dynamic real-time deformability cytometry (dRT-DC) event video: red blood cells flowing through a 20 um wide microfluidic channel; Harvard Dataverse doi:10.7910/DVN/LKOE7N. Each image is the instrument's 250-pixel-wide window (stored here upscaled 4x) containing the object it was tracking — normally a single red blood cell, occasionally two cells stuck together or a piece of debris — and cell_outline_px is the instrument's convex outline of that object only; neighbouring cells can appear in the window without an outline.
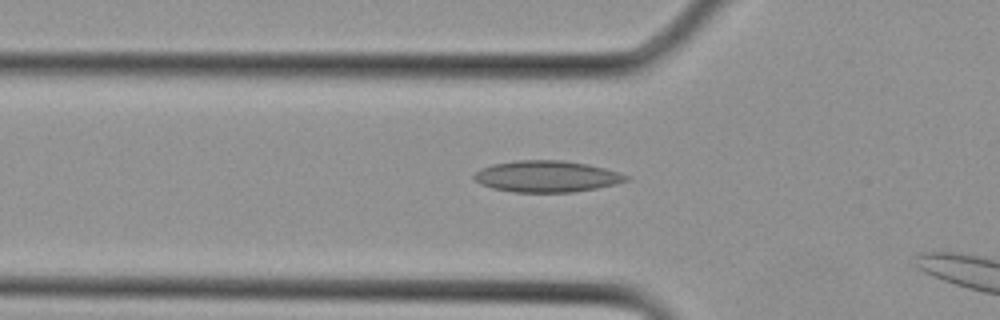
{"species": "Egyptian fruit bat (a non-hibernating species)", "species_latin": "Rousettus aegyptiacus", "temperature_condition": "cold", "stored_images_in_passage": 10, "camera_frame_rate_fps": 3000, "um_per_image_px": 0.085, "animal": {"sex": "female"}, "frame": {"image": 1, "passage_image": 9, "time_ms": 2.667, "image_size_px": [1000, 320], "cell_outline_px": [[632, 176], [628, 180], [616, 184], [596, 188], [572, 192], [512, 192], [492, 188], [480, 184], [472, 176], [480, 168], [492, 164], [516, 160], [564, 160], [588, 164], [620, 172]], "centroid_in_image_um": [46.48, 14.99], "position_along_channel_um": 79.3, "area_um2": 28.03}}